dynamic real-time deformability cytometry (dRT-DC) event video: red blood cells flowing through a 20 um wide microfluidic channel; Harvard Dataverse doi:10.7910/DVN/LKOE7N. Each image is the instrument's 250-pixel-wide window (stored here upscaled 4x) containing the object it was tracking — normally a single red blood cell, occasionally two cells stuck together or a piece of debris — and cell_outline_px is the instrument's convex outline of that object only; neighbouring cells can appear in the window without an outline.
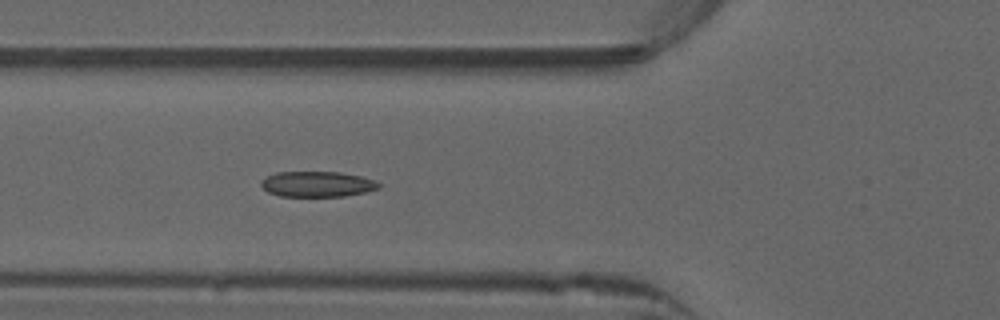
{"species": "common noctule bat (a hibernating species)", "species_latin": "Nyctalus noctula", "temperature_condition": "warm", "stored_images_in_passage": 51, "camera_frame_rate_fps": 3000, "um_per_image_px": 0.085, "animal": {"sex": "male", "forearm_length_mm": 52.5}, "frame": {"image": 1, "passage_image": 18, "time_ms": 5.667, "image_size_px": [1000, 320], "cell_outline_px": [[380, 188], [364, 192], [344, 196], [280, 196], [268, 192], [260, 184], [260, 180], [276, 172], [340, 172], [360, 176], [376, 180], [380, 184]], "centroid_in_image_um": [26.97, 15.64], "position_along_channel_um": 98.8, "area_um2": 17.46}}
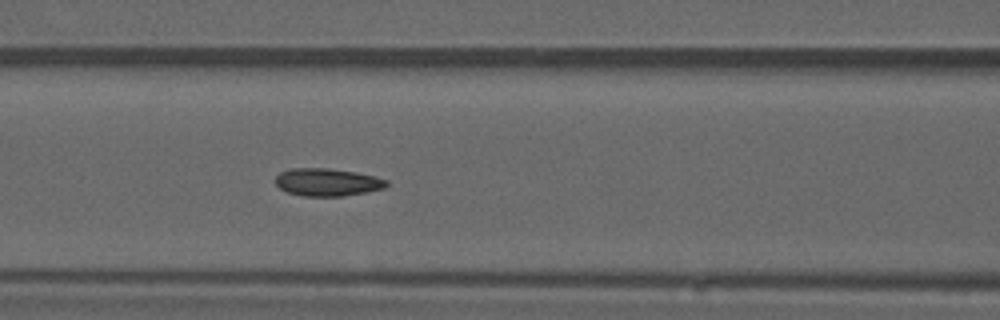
{"frame": {"image": 2, "passage_image": 21, "time_ms": 6.667, "image_size_px": [1000, 320], "cell_outline_px": [[388, 184], [384, 188], [368, 192], [344, 196], [304, 196], [288, 192], [280, 188], [276, 184], [276, 176], [280, 172], [292, 168], [328, 168], [356, 172], [388, 180]], "centroid_in_image_um": [27.83, 15.49], "position_along_channel_um": 138.8, "area_um2": 17.86}}
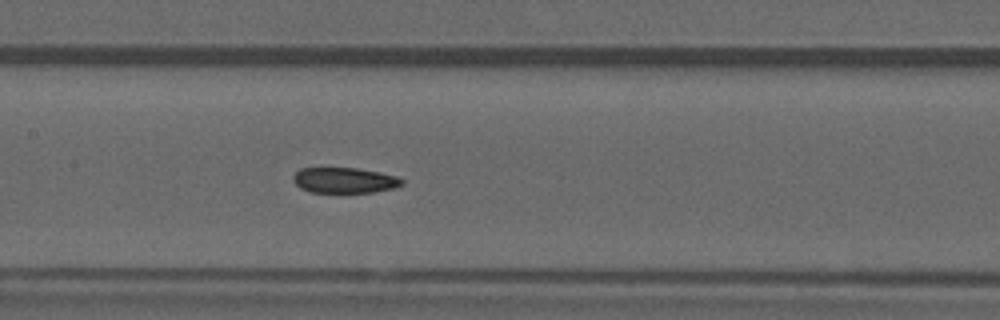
{"frame": {"image": 3, "passage_image": 24, "time_ms": 7.667, "image_size_px": [1000, 320], "cell_outline_px": [[404, 184], [396, 188], [372, 192], [312, 192], [300, 188], [292, 180], [292, 176], [300, 168], [356, 168], [380, 172], [400, 176], [404, 180]], "centroid_in_image_um": [29.32, 15.32], "position_along_channel_um": 178.1, "area_um2": 16.36}, "authors_computed_cell_mechanics": {"area_um2": 17.5134, "velocity_mm_per_s": 3.9592, "shape_relaxation_time_tau1_ms": null, "shape_relaxation_time_tau2_ms": 2.2858, "deformation_change_tau1": null, "deformation_change_tau2": 0.0698}}